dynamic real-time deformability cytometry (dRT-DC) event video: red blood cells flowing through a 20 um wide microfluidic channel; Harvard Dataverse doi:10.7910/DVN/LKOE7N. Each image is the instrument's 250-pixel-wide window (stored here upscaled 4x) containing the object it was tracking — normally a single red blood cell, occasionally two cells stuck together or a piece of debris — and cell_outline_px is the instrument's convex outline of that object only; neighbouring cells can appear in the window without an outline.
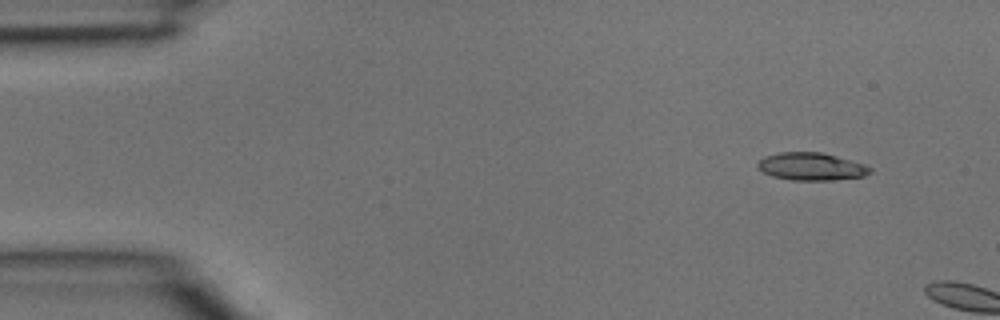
{"species": "common noctule bat (a hibernating species)", "species_latin": "Nyctalus noctula", "temperature_condition": "room temperature", "stored_images_in_passage": 3, "camera_frame_rate_fps": 3000, "um_per_image_px": 0.085, "animal": {"sex": "male", "body_mass_g": 15.6}, "frame": {"image": 1, "passage_image": 2, "time_ms": 0.333, "image_size_px": [1000, 320], "cell_outline_px": [[872, 172], [864, 176], [832, 180], [792, 180], [772, 176], [756, 168], [756, 164], [764, 156], [780, 152], [820, 152], [836, 156], [864, 164], [872, 168]], "centroid_in_image_um": [68.94, 14.15], "position_along_channel_um": 16.1, "area_um2": 18.09}}